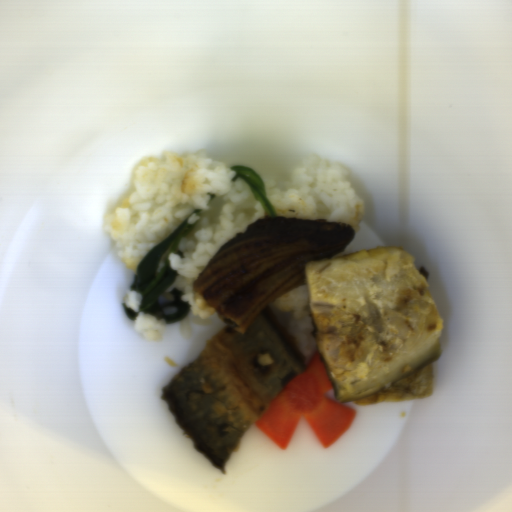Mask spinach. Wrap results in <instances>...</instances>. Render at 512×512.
I'll use <instances>...</instances> for the list:
<instances>
[{"instance_id":"spinach-1","label":"spinach","mask_w":512,"mask_h":512,"mask_svg":"<svg viewBox=\"0 0 512 512\" xmlns=\"http://www.w3.org/2000/svg\"><path fill=\"white\" fill-rule=\"evenodd\" d=\"M188 219L180 222L177 228L163 241L151 249L136 266L134 279L129 290L142 295L139 311L152 315L157 320L164 319L165 323H175L184 320L191 310L189 301L181 300L185 294L183 290L174 288L170 290L173 296L171 302L159 303L163 293L173 284L178 277L168 262L171 253L184 258L179 250V242L185 238L194 228L188 223Z\"/></svg>"},{"instance_id":"spinach-2","label":"spinach","mask_w":512,"mask_h":512,"mask_svg":"<svg viewBox=\"0 0 512 512\" xmlns=\"http://www.w3.org/2000/svg\"><path fill=\"white\" fill-rule=\"evenodd\" d=\"M229 169L231 171H235V175L232 178L233 182L238 180L239 178H242L243 180H245L248 183L255 198L263 206L268 217L269 216H277V214L268 198L264 179L261 176H259L255 171H253L248 166H244L241 164L230 167Z\"/></svg>"},{"instance_id":"spinach-3","label":"spinach","mask_w":512,"mask_h":512,"mask_svg":"<svg viewBox=\"0 0 512 512\" xmlns=\"http://www.w3.org/2000/svg\"><path fill=\"white\" fill-rule=\"evenodd\" d=\"M124 314L128 317L129 321H135L138 316V312H134L131 308L126 306L124 303L121 305Z\"/></svg>"},{"instance_id":"spinach-4","label":"spinach","mask_w":512,"mask_h":512,"mask_svg":"<svg viewBox=\"0 0 512 512\" xmlns=\"http://www.w3.org/2000/svg\"><path fill=\"white\" fill-rule=\"evenodd\" d=\"M192 213H193L196 217H201V215H202V210H201V208H196V209H193Z\"/></svg>"}]
</instances>
